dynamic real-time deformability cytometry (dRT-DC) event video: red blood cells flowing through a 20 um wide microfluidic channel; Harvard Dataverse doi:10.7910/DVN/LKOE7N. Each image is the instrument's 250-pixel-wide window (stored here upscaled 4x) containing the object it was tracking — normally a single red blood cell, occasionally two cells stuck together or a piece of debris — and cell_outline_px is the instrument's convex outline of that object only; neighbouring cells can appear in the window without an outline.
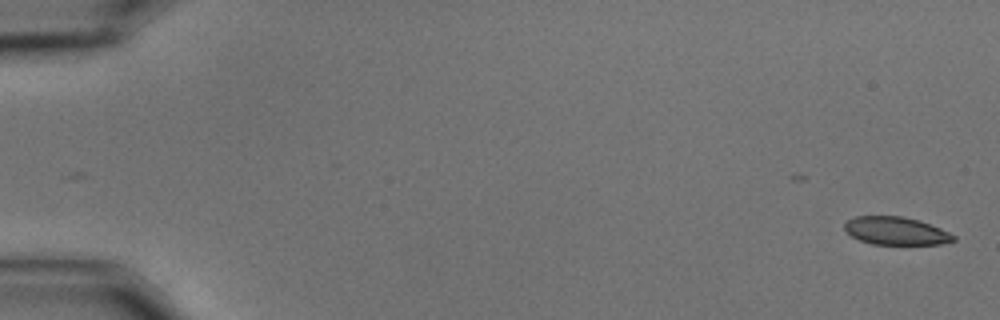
{"species": "common noctule bat (a hibernating species)", "species_latin": "Nyctalus noctula", "temperature_condition": "cold", "stored_images_in_passage": 30, "camera_frame_rate_fps": 3000, "um_per_image_px": 0.085, "animal": {"sex": "male", "body_mass_g": 15.6}, "frame": {"image": 1, "passage_image": 1, "time_ms": 0.0, "image_size_px": [1000, 320], "cell_outline_px": [[956, 240], [940, 244], [872, 244], [860, 240], [852, 236], [844, 228], [844, 224], [848, 220], [856, 216], [904, 216], [920, 220], [940, 228], [956, 236]], "centroid_in_image_um": [76.17, 19.62], "position_along_channel_um": 8.8, "area_um2": 17.69}}
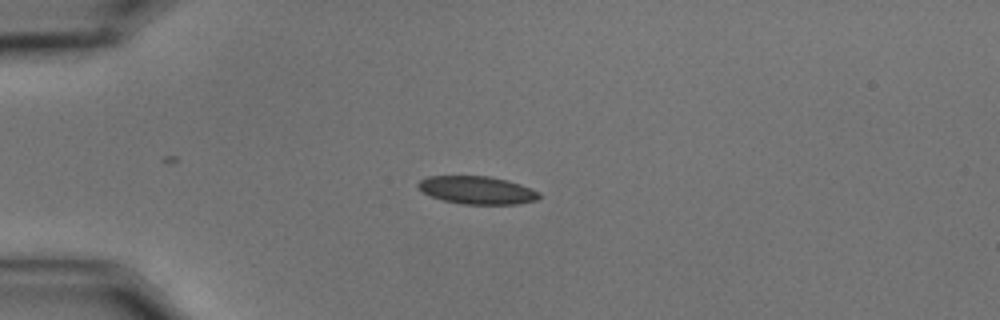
{"frame": {"image": 2, "passage_image": 15, "time_ms": 4.667, "image_size_px": [1000, 320], "cell_outline_px": [[540, 196], [536, 200], [516, 204], [464, 204], [444, 200], [432, 196], [424, 192], [416, 184], [420, 180], [428, 176], [488, 176], [520, 184], [540, 192]], "centroid_in_image_um": [40.55, 16.16], "position_along_channel_um": 44.4, "area_um2": 19.36}}
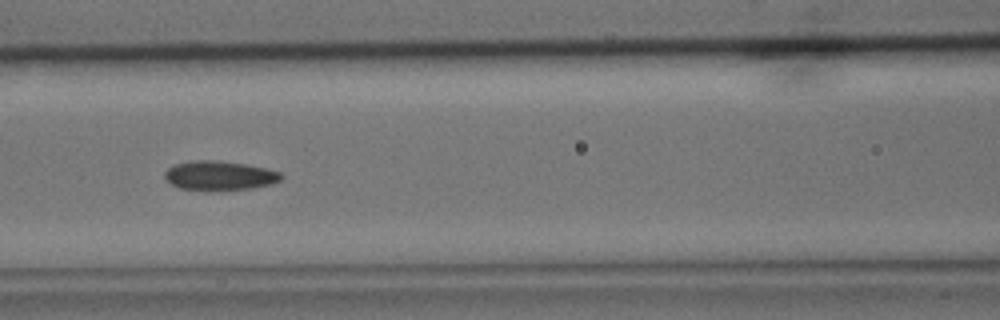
{"frame": {"image": 3, "passage_image": 26, "time_ms": 8.333, "image_size_px": [1000, 320], "cell_outline_px": [[284, 176], [280, 180], [272, 184], [252, 188], [180, 188], [172, 184], [164, 176], [164, 172], [168, 168], [176, 164], [192, 160], [216, 160], [244, 164], [268, 168], [280, 172]], "centroid_in_image_um": [18.7, 14.88], "position_along_channel_um": 147.9, "area_um2": 19.19}}